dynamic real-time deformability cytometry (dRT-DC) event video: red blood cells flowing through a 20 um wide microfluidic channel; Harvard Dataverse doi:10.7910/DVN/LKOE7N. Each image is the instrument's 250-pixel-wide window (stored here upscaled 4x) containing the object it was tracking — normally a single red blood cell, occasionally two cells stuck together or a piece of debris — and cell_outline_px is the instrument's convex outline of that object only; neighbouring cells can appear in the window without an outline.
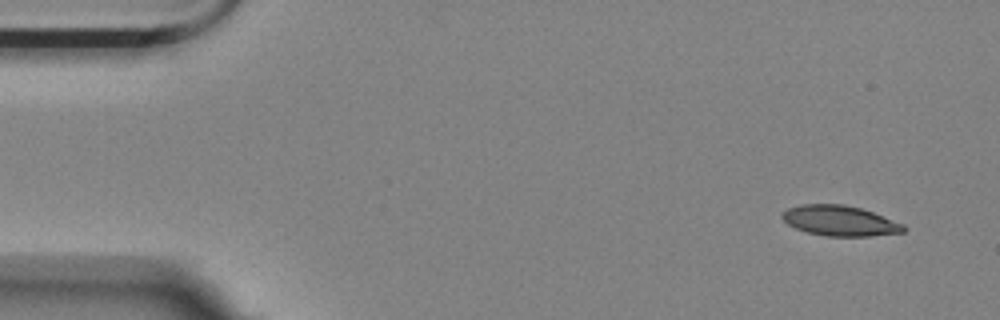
{"species": "Egyptian fruit bat (a non-hibernating species)", "species_latin": "Rousettus aegyptiacus", "temperature_condition": "room temperature", "stored_images_in_passage": 4, "camera_frame_rate_fps": 3000, "um_per_image_px": 0.085, "animal": {"sex": "female"}, "frame": {"image": 1, "passage_image": 1, "time_ms": 0.0, "image_size_px": [1000, 320], "cell_outline_px": [[908, 228], [904, 232], [868, 236], [828, 236], [808, 232], [796, 228], [788, 224], [780, 216], [788, 208], [800, 204], [844, 204], [860, 208], [872, 212], [904, 224]], "centroid_in_image_um": [71.4, 18.76], "position_along_channel_um": 13.6, "area_um2": 21.33}}
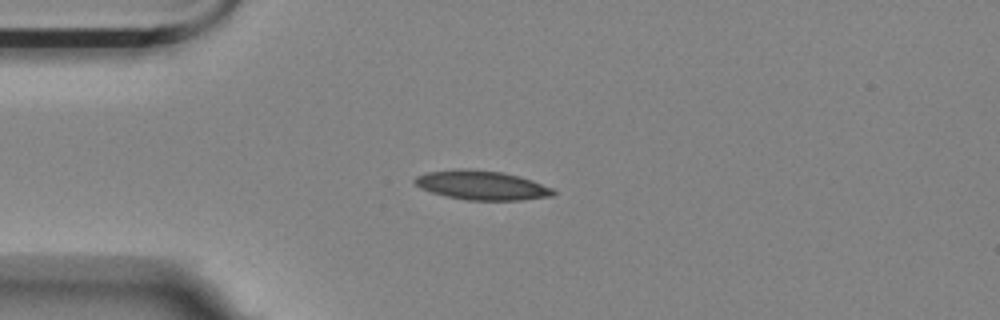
{"frame": {"image": 2, "passage_image": 4, "time_ms": 3.333, "image_size_px": [1000, 320], "cell_outline_px": [[556, 192], [552, 196], [520, 200], [468, 200], [448, 196], [432, 192], [420, 188], [412, 180], [416, 176], [428, 172], [456, 168], [468, 168], [504, 172], [520, 176], [532, 180], [552, 188]], "centroid_in_image_um": [40.94, 15.73], "position_along_channel_um": 44.1, "area_um2": 23.64}}